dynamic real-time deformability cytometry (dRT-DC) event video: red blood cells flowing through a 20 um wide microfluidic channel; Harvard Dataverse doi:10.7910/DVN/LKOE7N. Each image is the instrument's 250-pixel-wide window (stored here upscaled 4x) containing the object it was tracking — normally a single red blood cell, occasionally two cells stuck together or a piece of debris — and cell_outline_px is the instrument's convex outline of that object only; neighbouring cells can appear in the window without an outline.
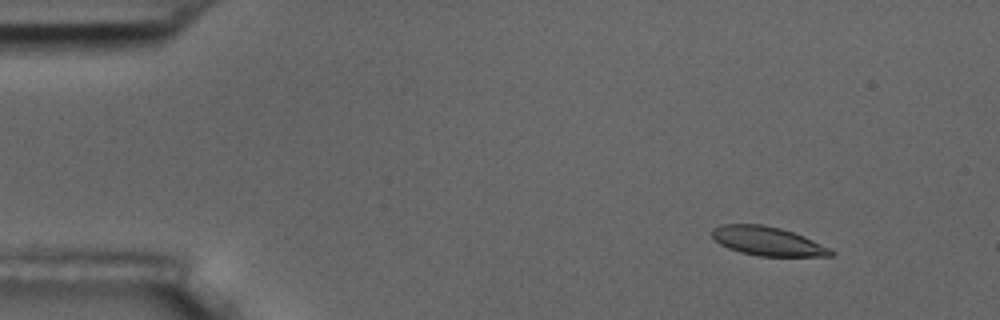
{"species": "common noctule bat (a hibernating species)", "species_latin": "Nyctalus noctula", "temperature_condition": "room temperature", "stored_images_in_passage": 5, "camera_frame_rate_fps": 3000, "um_per_image_px": 0.085, "animal": {"sex": "male", "body_mass_g": 17.5, "forearm_length_mm": 52.3}, "frame": {"image": 1, "passage_image": 2, "time_ms": 1.333, "image_size_px": [1000, 320], "cell_outline_px": [[836, 252], [832, 256], [760, 256], [740, 252], [728, 248], [720, 244], [712, 236], [712, 228], [724, 224], [760, 224], [780, 228], [804, 236]], "centroid_in_image_um": [65.23, 20.5], "position_along_channel_um": 19.8, "area_um2": 19.83}}
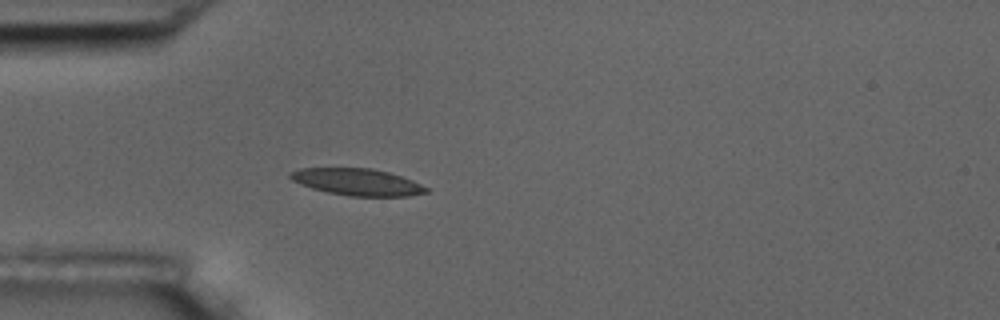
{"frame": {"image": 2, "passage_image": 5, "time_ms": 4.667, "image_size_px": [1000, 320], "cell_outline_px": [[428, 192], [408, 196], [348, 196], [328, 192], [312, 188], [300, 184], [292, 180], [288, 176], [288, 172], [300, 168], [372, 168], [388, 172], [412, 180], [428, 188]], "centroid_in_image_um": [30.33, 15.46], "position_along_channel_um": 54.7, "area_um2": 21.21}}